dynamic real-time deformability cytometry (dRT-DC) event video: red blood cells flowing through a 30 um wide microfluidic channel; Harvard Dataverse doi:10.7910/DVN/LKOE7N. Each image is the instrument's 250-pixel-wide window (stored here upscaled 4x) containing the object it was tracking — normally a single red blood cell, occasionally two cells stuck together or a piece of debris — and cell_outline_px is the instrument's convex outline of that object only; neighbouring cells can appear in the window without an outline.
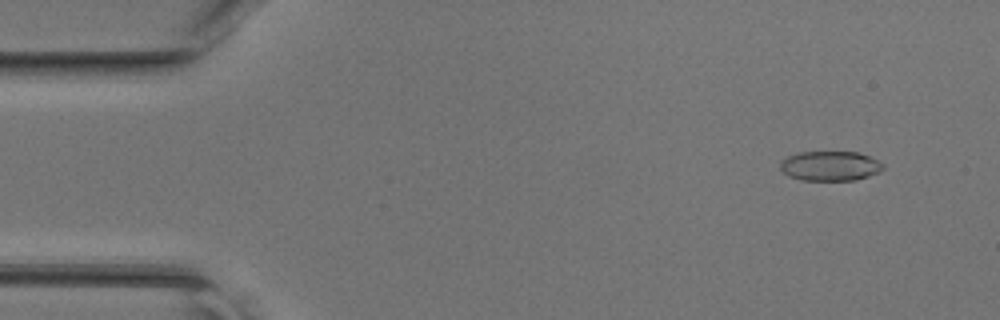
{"species": "common noctule bat (a hibernating species)", "species_latin": "Nyctalus noctula", "temperature_condition": "room temperature", "stored_images_in_passage": 44, "camera_frame_rate_fps": 3000, "um_per_image_px": 0.085, "animal": {"sex": "female", "body_mass_g": 17.0, "forearm_length_mm": 48.0}, "frame": {"image": 1, "passage_image": 4, "time_ms": 1.0, "image_size_px": [1000, 320], "cell_outline_px": [[884, 168], [880, 172], [856, 180], [800, 180], [788, 176], [780, 168], [780, 160], [788, 156], [800, 152], [856, 152], [868, 156], [884, 164]], "centroid_in_image_um": [70.55, 14.11], "position_along_channel_um": 14.5, "area_um2": 17.8}}
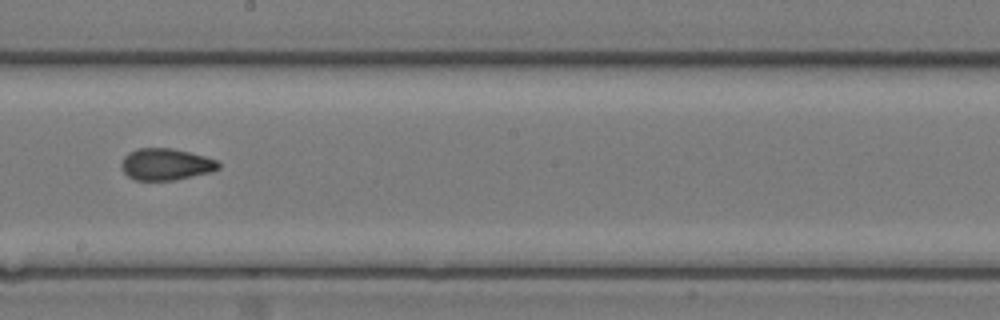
{"frame": {"image": 2, "passage_image": 26, "time_ms": 8.333, "image_size_px": [1000, 320], "cell_outline_px": [[220, 168], [212, 172], [172, 180], [136, 180], [128, 176], [120, 168], [120, 164], [124, 156], [128, 152], [136, 148], [172, 148], [204, 156], [216, 160], [220, 164]], "centroid_in_image_um": [14.07, 13.96], "position_along_channel_um": 234.1, "area_um2": 17.98}}
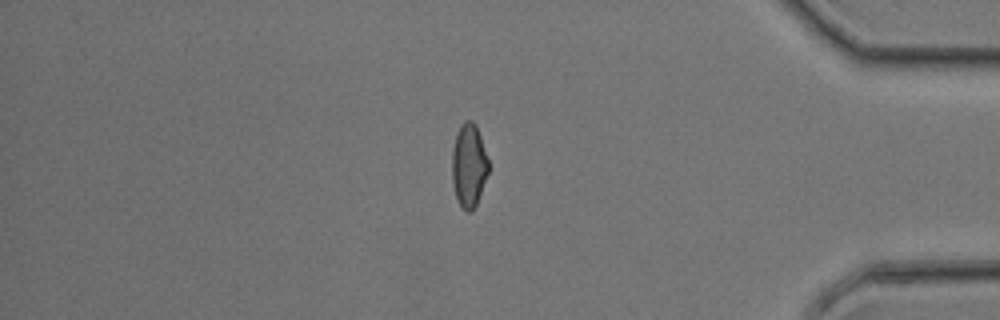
{"frame": {"image": 3, "passage_image": 39, "time_ms": 12.667, "image_size_px": [1000, 320], "cell_outline_px": [[488, 172], [476, 204], [472, 212], [468, 212], [460, 204], [456, 196], [452, 180], [452, 152], [456, 132], [460, 124], [464, 120], [472, 120], [476, 124], [488, 160]], "centroid_in_image_um": [39.84, 14.01], "position_along_channel_um": 395.4, "area_um2": 17.57}}